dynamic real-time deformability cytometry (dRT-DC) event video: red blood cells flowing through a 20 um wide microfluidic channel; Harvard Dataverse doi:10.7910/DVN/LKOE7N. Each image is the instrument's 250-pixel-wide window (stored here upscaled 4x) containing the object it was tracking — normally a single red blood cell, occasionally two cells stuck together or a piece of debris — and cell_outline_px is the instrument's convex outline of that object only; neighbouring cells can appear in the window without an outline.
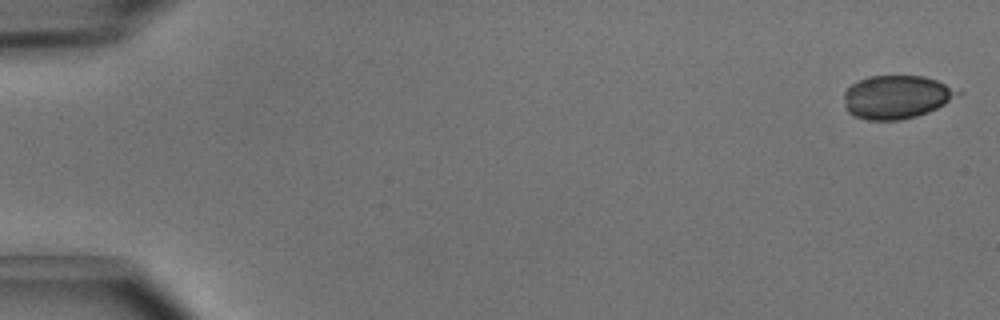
{"species": "common noctule bat (a hibernating species)", "species_latin": "Nyctalus noctula", "temperature_condition": "cold", "stored_images_in_passage": 12, "camera_frame_rate_fps": 3000, "um_per_image_px": 0.085, "animal": {"sex": "male", "body_mass_g": 15.6}, "frame": {"image": 1, "passage_image": 1, "time_ms": 0.0, "image_size_px": [1000, 320], "cell_outline_px": [[964, 92], [944, 104], [928, 112], [916, 116], [900, 120], [868, 120], [856, 116], [848, 112], [844, 96], [844, 92], [852, 84], [868, 76], [924, 76], [936, 80]], "centroid_in_image_um": [76.22, 8.24], "position_along_channel_um": 8.8, "area_um2": 28.5}}